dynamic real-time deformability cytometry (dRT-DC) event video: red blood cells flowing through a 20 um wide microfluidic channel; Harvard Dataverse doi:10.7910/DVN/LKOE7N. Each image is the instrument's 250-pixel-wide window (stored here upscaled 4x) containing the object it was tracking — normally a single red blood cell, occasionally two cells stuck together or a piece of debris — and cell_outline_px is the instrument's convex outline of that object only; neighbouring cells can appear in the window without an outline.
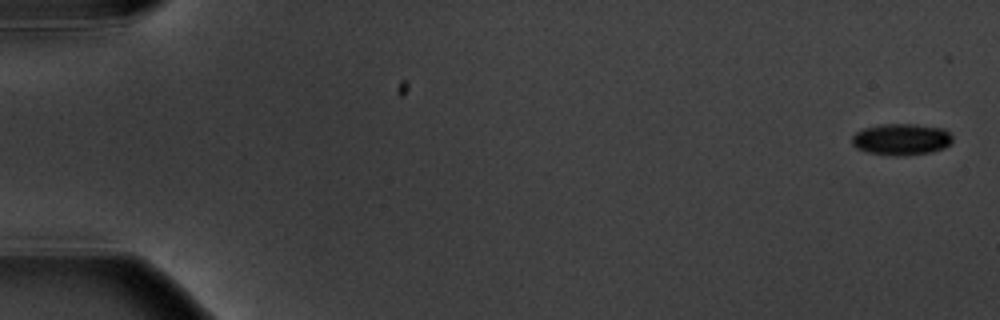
{"species": "common noctule bat (a hibernating species)", "species_latin": "Nyctalus noctula", "temperature_condition": "warm", "stored_images_in_passage": 8, "camera_frame_rate_fps": 3000, "um_per_image_px": 0.085, "animal": {"sex": "male", "body_mass_g": 20.1, "forearm_length_mm": 53.5}, "frame": {"image": 1, "passage_image": 1, "time_ms": 0.0, "image_size_px": [1000, 320], "cell_outline_px": [[952, 144], [944, 148], [932, 152], [904, 156], [892, 156], [868, 152], [856, 148], [852, 144], [852, 136], [856, 132], [864, 128], [880, 124], [916, 124], [944, 128], [952, 136]], "centroid_in_image_um": [76.63, 11.85], "position_along_channel_um": 8.4, "area_um2": 18.73}}
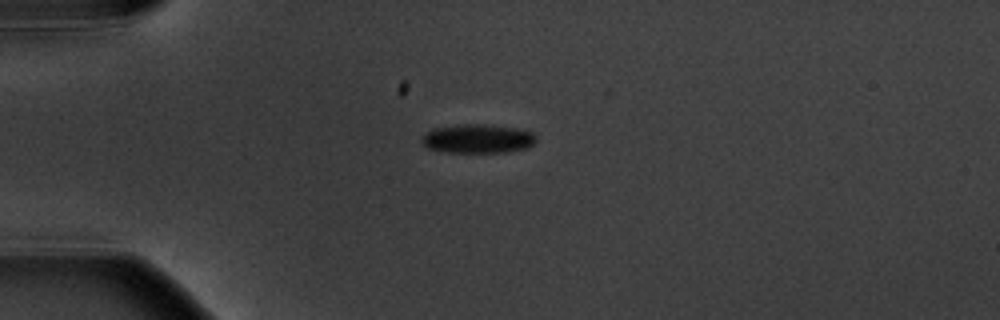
{"frame": {"image": 2, "passage_image": 5, "time_ms": 4.667, "image_size_px": [1000, 320], "cell_outline_px": [[536, 140], [528, 148], [504, 152], [448, 152], [428, 148], [420, 140], [432, 128], [460, 124], [480, 124], [516, 128], [532, 132], [536, 136]], "centroid_in_image_um": [40.62, 11.78], "position_along_channel_um": 44.4, "area_um2": 19.13}}
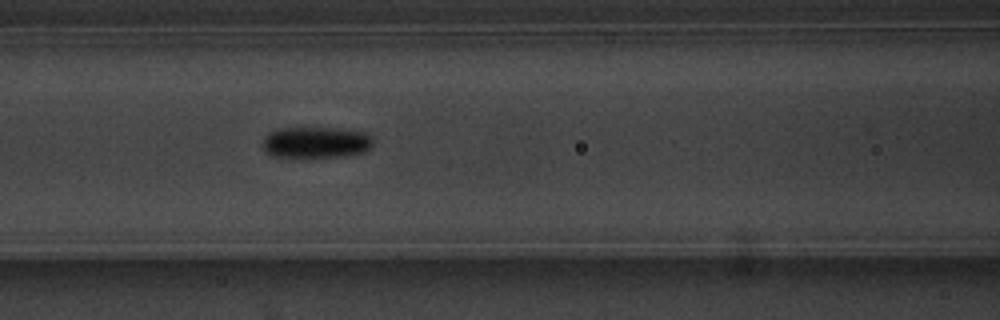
{"frame": {"image": 3, "passage_image": 8, "time_ms": 8.0, "image_size_px": [1000, 320], "cell_outline_px": [[372, 144], [364, 152], [340, 156], [272, 156], [260, 144], [264, 136], [268, 132], [276, 128], [336, 128], [368, 132], [372, 136]], "centroid_in_image_um": [26.83, 12.07], "position_along_channel_um": 139.8, "area_um2": 20.06}}